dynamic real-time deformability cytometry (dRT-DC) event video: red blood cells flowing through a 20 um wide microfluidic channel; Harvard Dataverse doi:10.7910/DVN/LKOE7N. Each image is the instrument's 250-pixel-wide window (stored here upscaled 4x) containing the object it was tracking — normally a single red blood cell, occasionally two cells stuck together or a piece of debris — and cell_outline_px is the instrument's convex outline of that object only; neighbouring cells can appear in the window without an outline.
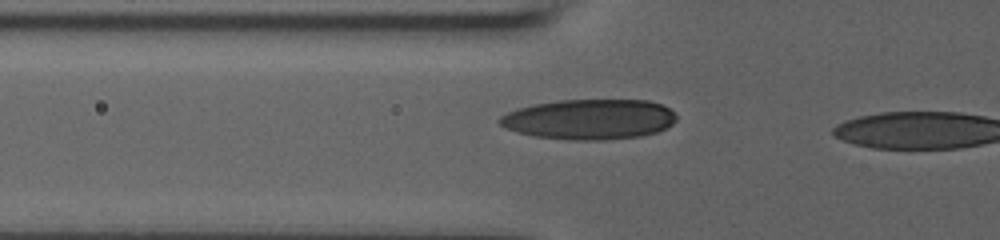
{"species": "human", "species_latin": "Homo sapiens", "temperature_condition": "room temperature", "stored_images_in_passage": 6, "camera_frame_rate_fps": 3000, "um_per_image_px": 0.085, "donor": {"sex": "male"}, "frame": {"image": 1, "passage_image": 5, "time_ms": 1.333, "image_size_px": [1000, 240], "cell_outline_px": [[676, 120], [672, 124], [656, 132], [640, 136], [604, 140], [568, 140], [536, 136], [520, 132], [508, 128], [500, 124], [496, 120], [500, 116], [516, 108], [532, 104], [560, 100], [648, 100], [660, 104], [668, 108], [676, 116]], "centroid_in_image_um": [50.08, 10.13], "position_along_channel_um": 75.7, "area_um2": 41.33}}